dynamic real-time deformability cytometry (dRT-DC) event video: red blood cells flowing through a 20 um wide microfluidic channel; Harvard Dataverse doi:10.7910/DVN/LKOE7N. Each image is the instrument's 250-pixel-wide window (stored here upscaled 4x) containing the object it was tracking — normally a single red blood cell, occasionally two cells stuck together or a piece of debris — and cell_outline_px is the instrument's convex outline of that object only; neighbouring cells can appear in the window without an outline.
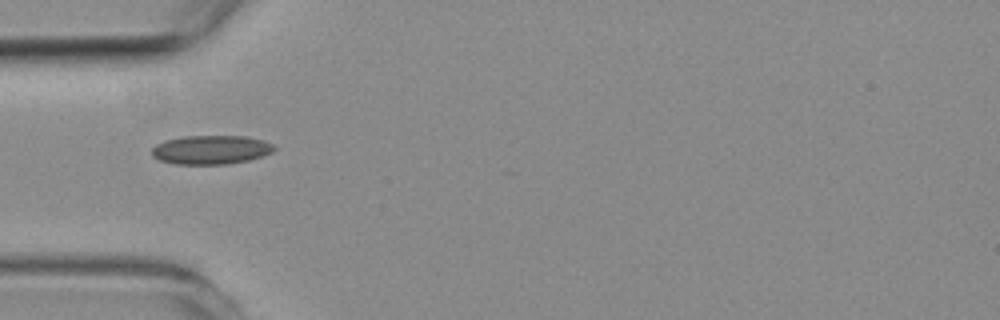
{"species": "common noctule bat (a hibernating species)", "species_latin": "Nyctalus noctula", "temperature_condition": "room temperature", "stored_images_in_passage": 3, "camera_frame_rate_fps": 3000, "um_per_image_px": 0.085, "animal": {"sex": "female", "body_mass_g": 19.3, "forearm_length_mm": 54.1}, "frame": {"image": 1, "passage_image": 1, "time_ms": 0.0, "image_size_px": [1000, 320], "cell_outline_px": [[276, 148], [272, 152], [264, 156], [248, 160], [228, 164], [176, 164], [160, 160], [152, 156], [152, 148], [156, 144], [164, 140], [184, 136], [244, 136], [264, 140], [272, 144]], "centroid_in_image_um": [17.94, 12.73], "position_along_channel_um": 67.1, "area_um2": 20.69}}
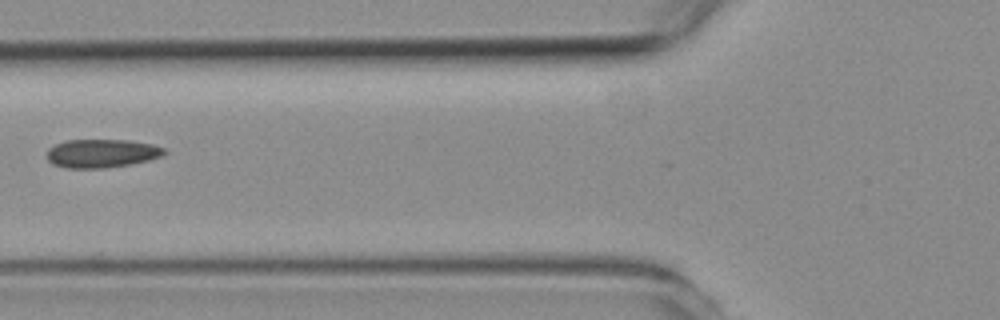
{"frame": {"image": 2, "passage_image": 2, "time_ms": 1.333, "image_size_px": [1000, 320], "cell_outline_px": [[168, 152], [164, 156], [132, 164], [104, 168], [64, 168], [52, 164], [48, 160], [48, 148], [56, 144], [68, 140], [128, 140], [152, 144], [164, 148]], "centroid_in_image_um": [8.67, 13.04], "position_along_channel_um": 117.1, "area_um2": 19.59}}
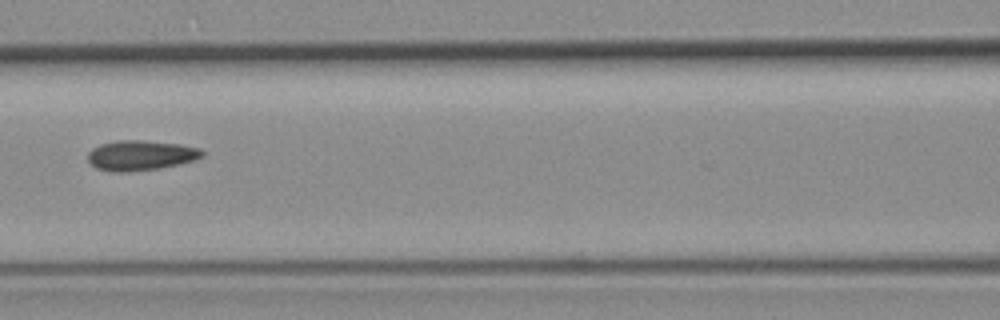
{"frame": {"image": 3, "passage_image": 3, "time_ms": 2.333, "image_size_px": [1000, 320], "cell_outline_px": [[204, 156], [196, 160], [180, 164], [160, 168], [128, 172], [112, 172], [96, 168], [88, 160], [88, 152], [92, 148], [100, 144], [116, 140], [144, 140], [180, 144], [200, 148], [204, 152]], "centroid_in_image_um": [11.97, 13.2], "position_along_channel_um": 154.6, "area_um2": 20.29}}